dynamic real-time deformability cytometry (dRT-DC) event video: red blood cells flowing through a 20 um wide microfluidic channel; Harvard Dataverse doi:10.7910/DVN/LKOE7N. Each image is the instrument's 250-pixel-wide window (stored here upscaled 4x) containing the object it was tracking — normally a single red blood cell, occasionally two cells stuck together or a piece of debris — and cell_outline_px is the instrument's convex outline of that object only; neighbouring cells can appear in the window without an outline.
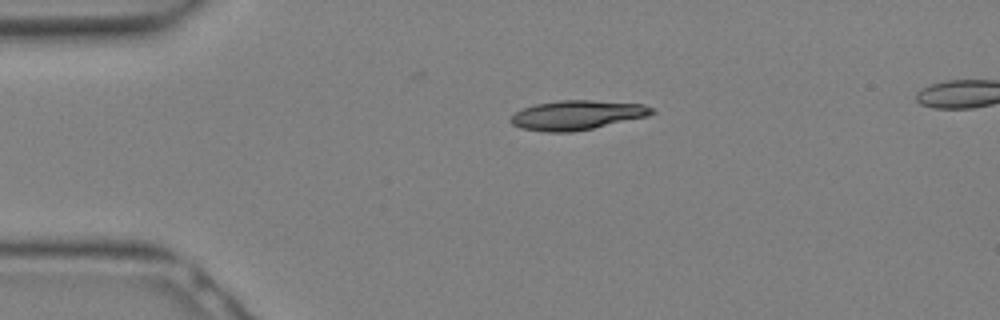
{"species": "Egyptian fruit bat (a non-hibernating species)", "species_latin": "Rousettus aegyptiacus", "temperature_condition": "warm", "stored_images_in_passage": 9, "camera_frame_rate_fps": 3000, "um_per_image_px": 0.085, "animal": {"sex": "female"}, "frame": {"image": 1, "passage_image": 1, "time_ms": 0.0, "image_size_px": [1000, 320], "cell_outline_px": [[656, 112], [648, 116], [592, 128], [572, 132], [544, 132], [520, 128], [512, 124], [508, 120], [516, 112], [524, 108], [536, 104], [560, 100], [592, 100], [644, 104], [656, 108]], "centroid_in_image_um": [49.06, 9.78], "position_along_channel_um": 35.9, "area_um2": 24.22}}
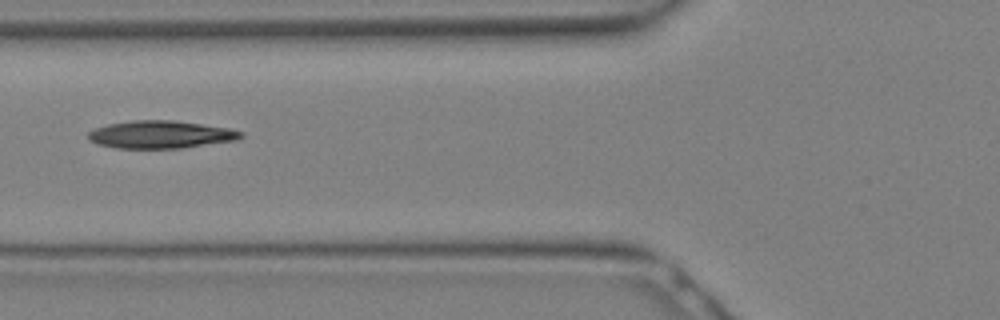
{"frame": {"image": 2, "passage_image": 6, "time_ms": 1.667, "image_size_px": [1000, 320], "cell_outline_px": [[244, 136], [236, 140], [180, 148], [116, 148], [100, 144], [88, 140], [88, 132], [96, 128], [108, 124], [132, 120], [172, 120], [228, 128], [244, 132]], "centroid_in_image_um": [13.65, 11.43], "position_along_channel_um": 112.1, "area_um2": 24.39}}
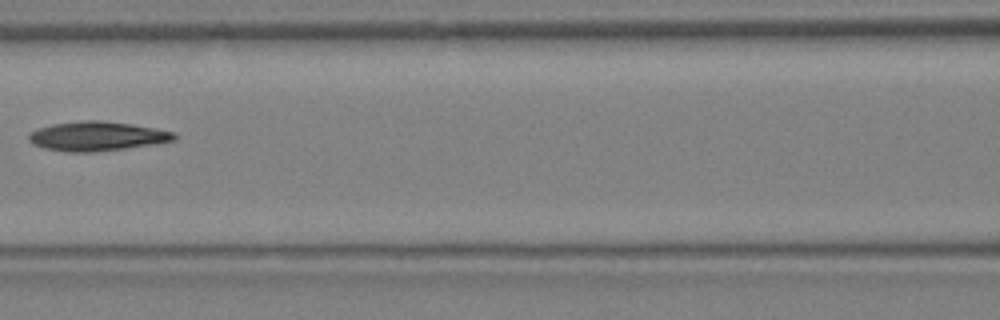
{"frame": {"image": 3, "passage_image": 8, "time_ms": 2.333, "image_size_px": [1000, 320], "cell_outline_px": [[176, 140], [156, 144], [92, 152], [68, 152], [44, 148], [32, 144], [28, 140], [28, 136], [32, 132], [40, 128], [52, 124], [84, 120], [96, 120], [132, 124], [176, 132]], "centroid_in_image_um": [8.27, 11.58], "position_along_channel_um": 158.3, "area_um2": 24.74}}